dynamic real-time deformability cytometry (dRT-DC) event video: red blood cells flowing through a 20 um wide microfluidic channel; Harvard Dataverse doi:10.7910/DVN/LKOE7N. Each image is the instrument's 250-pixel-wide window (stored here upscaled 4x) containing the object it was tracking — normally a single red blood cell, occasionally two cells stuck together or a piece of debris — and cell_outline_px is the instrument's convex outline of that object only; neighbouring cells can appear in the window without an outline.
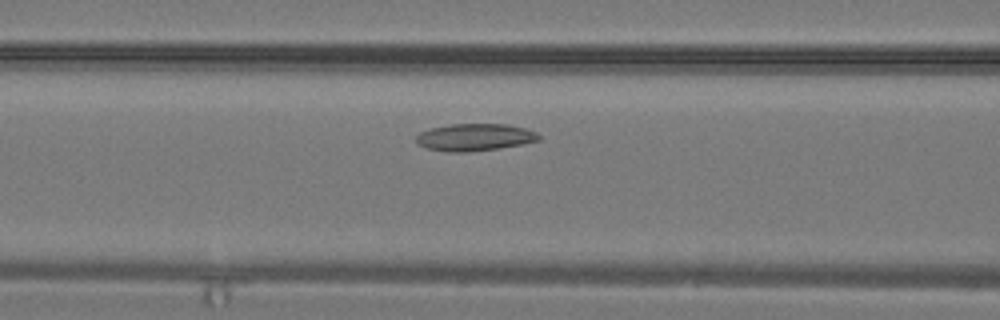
{"species": "common noctule bat (a hibernating species)", "species_latin": "Nyctalus noctula", "temperature_condition": "warm", "stored_images_in_passage": 29, "camera_frame_rate_fps": 3000, "um_per_image_px": 0.085, "animal": {"sex": "male", "body_mass_g": 19.2, "forearm_length_mm": 51.8}, "frame": {"image": 1, "passage_image": 10, "time_ms": 3.0, "image_size_px": [1000, 320], "cell_outline_px": [[540, 140], [524, 144], [468, 152], [448, 152], [424, 148], [416, 144], [416, 136], [420, 132], [428, 128], [452, 124], [508, 124], [524, 128], [536, 132], [540, 136]], "centroid_in_image_um": [40.31, 11.67], "position_along_channel_um": 126.3, "area_um2": 19.59}}
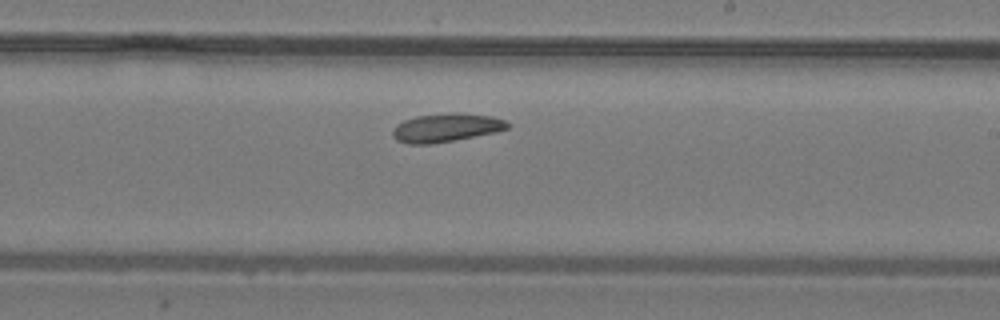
{"frame": {"image": 2, "passage_image": 16, "time_ms": 5.0, "image_size_px": [1000, 320], "cell_outline_px": [[508, 128], [496, 132], [452, 140], [428, 144], [408, 144], [396, 140], [392, 136], [392, 128], [396, 124], [404, 120], [416, 116], [492, 116], [504, 120], [508, 124]], "centroid_in_image_um": [37.82, 10.91], "position_along_channel_um": 251.2, "area_um2": 17.86}}
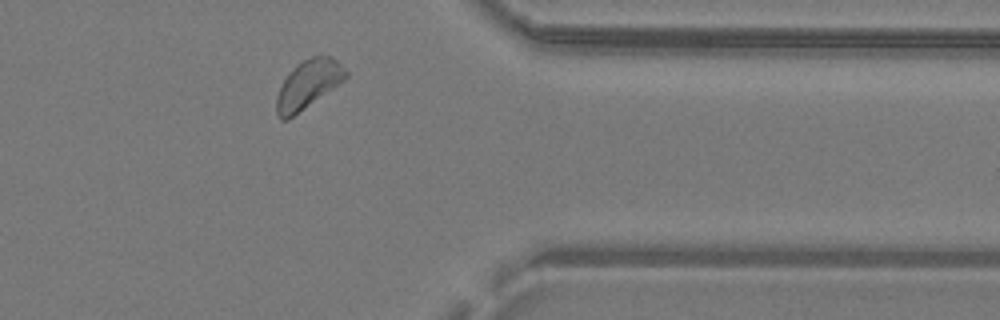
{"frame": {"image": 3, "passage_image": 23, "time_ms": 7.333, "image_size_px": [1000, 320], "cell_outline_px": [[348, 76], [344, 80], [288, 120], [280, 120], [276, 112], [276, 96], [288, 72], [292, 68], [304, 60], [312, 56], [332, 56], [348, 72]], "centroid_in_image_um": [26.17, 7.18], "position_along_channel_um": 385.2, "area_um2": 19.31}}